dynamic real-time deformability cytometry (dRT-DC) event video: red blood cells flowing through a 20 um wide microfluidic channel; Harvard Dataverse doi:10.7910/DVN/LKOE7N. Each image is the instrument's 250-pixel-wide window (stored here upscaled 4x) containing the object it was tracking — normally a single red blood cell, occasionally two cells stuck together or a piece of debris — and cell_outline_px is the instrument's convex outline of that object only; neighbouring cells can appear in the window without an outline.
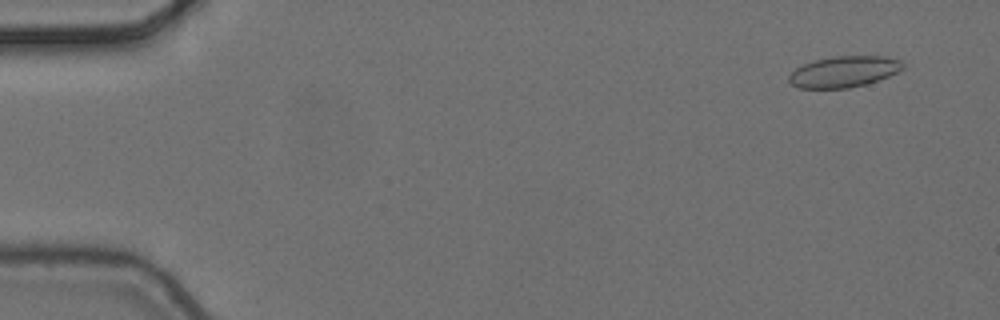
{"species": "common noctule bat (a hibernating species)", "species_latin": "Nyctalus noctula", "temperature_condition": "cold", "stored_images_in_passage": 4, "camera_frame_rate_fps": 3000, "um_per_image_px": 0.085, "animal": {"sex": "female", "body_mass_g": 24.6, "forearm_length_mm": 56.2}, "frame": {"image": 1, "passage_image": 1, "time_ms": 0.0, "image_size_px": [1000, 320], "cell_outline_px": [[904, 68], [888, 76], [864, 84], [848, 88], [800, 88], [792, 84], [788, 80], [788, 76], [796, 68], [804, 64], [816, 60], [832, 56], [884, 56], [900, 60], [904, 64]], "centroid_in_image_um": [71.72, 6.08], "position_along_channel_um": 13.3, "area_um2": 20.4}}